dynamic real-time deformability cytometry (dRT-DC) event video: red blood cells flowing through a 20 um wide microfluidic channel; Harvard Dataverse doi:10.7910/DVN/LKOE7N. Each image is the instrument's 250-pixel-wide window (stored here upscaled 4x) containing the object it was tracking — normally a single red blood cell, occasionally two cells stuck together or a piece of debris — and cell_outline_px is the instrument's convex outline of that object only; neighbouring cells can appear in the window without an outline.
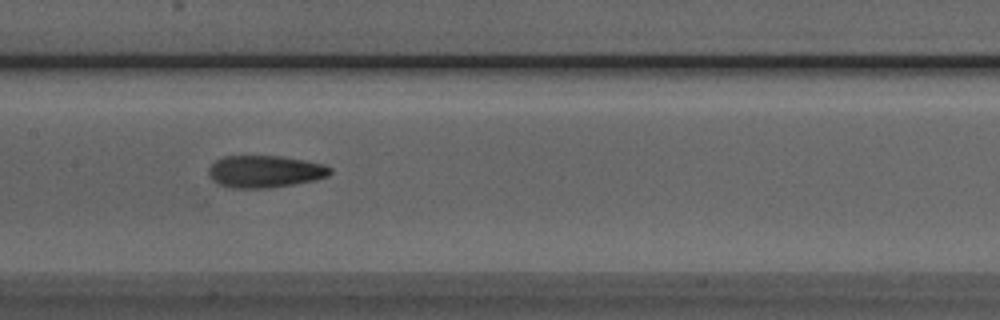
{"species": "Egyptian fruit bat (a non-hibernating species)", "species_latin": "Rousettus aegyptiacus", "temperature_condition": "room temperature", "stored_images_in_passage": 38, "camera_frame_rate_fps": 3000, "um_per_image_px": 0.085, "animal": {"sex": "male"}, "frame": {"image": 1, "passage_image": 12, "time_ms": 3.667, "image_size_px": [1000, 320], "cell_outline_px": [[332, 172], [328, 176], [316, 180], [268, 188], [232, 188], [220, 184], [212, 180], [208, 176], [208, 168], [216, 160], [224, 156], [280, 156], [324, 164], [332, 168]], "centroid_in_image_um": [22.51, 14.58], "position_along_channel_um": 184.9, "area_um2": 22.77}}
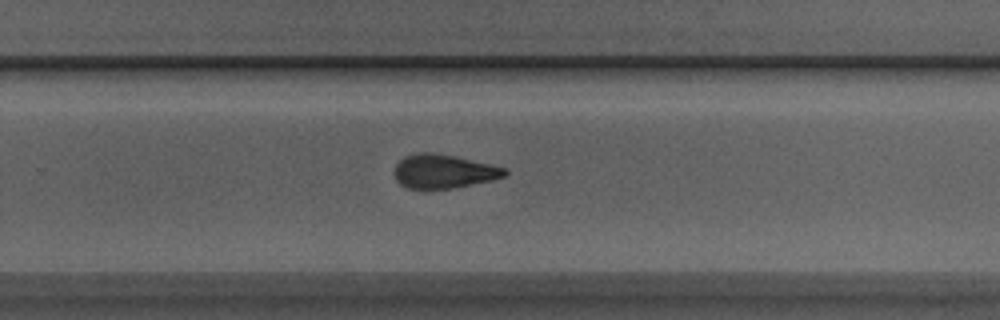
{"frame": {"image": 2, "passage_image": 20, "time_ms": 6.333, "image_size_px": [1000, 320], "cell_outline_px": [[508, 172], [504, 176], [492, 180], [452, 188], [408, 188], [400, 184], [396, 180], [392, 172], [396, 164], [404, 156], [416, 152], [432, 152], [456, 156], [492, 164], [508, 168]], "centroid_in_image_um": [37.69, 14.54], "position_along_channel_um": 292.1, "area_um2": 21.96}}
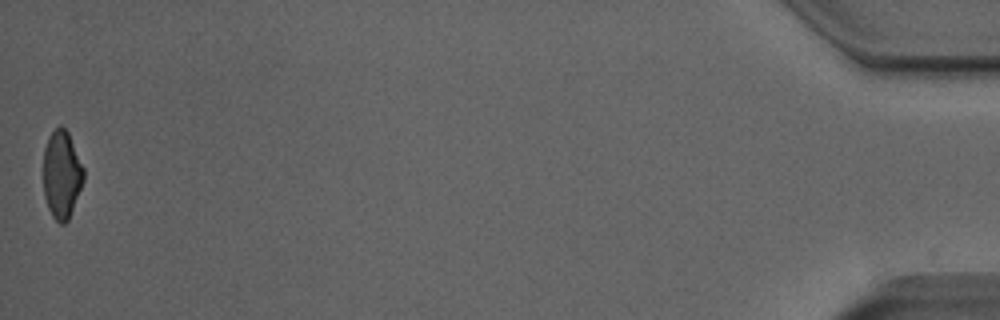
{"frame": {"image": 3, "passage_image": 38, "time_ms": 12.333, "image_size_px": [1000, 320], "cell_outline_px": [[84, 180], [68, 220], [64, 224], [60, 224], [52, 216], [48, 208], [44, 196], [44, 148], [48, 136], [60, 124], [68, 132], [84, 168]], "centroid_in_image_um": [5.25, 14.83], "position_along_channel_um": 430.0, "area_um2": 20.58}, "authors_computed_cell_mechanics": {"area_um2": 22.5998, "velocity_mm_per_s": 4.0343, "shape_relaxation_time_tau1_ms": 4.9506, "shape_relaxation_time_tau2_ms": 1.717, "deformation_change_tau1": 0.1619, "deformation_change_tau2": 0.0828}}